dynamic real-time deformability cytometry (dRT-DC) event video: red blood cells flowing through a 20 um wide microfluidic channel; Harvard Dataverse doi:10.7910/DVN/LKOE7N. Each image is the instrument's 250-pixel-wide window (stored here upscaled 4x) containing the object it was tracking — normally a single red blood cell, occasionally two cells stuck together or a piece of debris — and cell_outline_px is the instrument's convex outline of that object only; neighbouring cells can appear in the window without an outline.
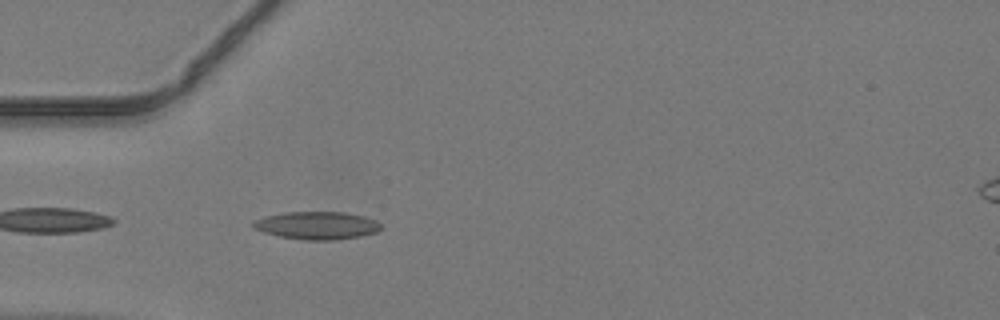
{"species": "common noctule bat (a hibernating species)", "species_latin": "Nyctalus noctula", "temperature_condition": "warm", "stored_images_in_passage": 33, "camera_frame_rate_fps": 3000, "um_per_image_px": 0.085, "animal": {"sex": "male", "body_mass_g": 19.2, "forearm_length_mm": 51.8}, "frame": {"image": 1, "passage_image": 1, "time_ms": 0.0, "image_size_px": [1000, 320], "cell_outline_px": [[380, 228], [376, 232], [360, 236], [336, 240], [304, 240], [280, 236], [264, 232], [252, 228], [252, 220], [264, 216], [284, 212], [344, 212], [364, 216], [376, 220], [380, 224]], "centroid_in_image_um": [26.9, 19.16], "position_along_channel_um": 58.1, "area_um2": 20.75}}
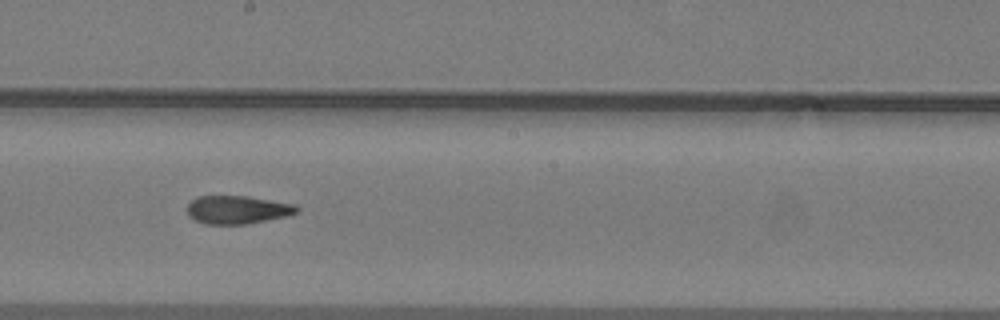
{"frame": {"image": 2, "passage_image": 13, "time_ms": 4.0, "image_size_px": [1000, 320], "cell_outline_px": [[300, 208], [296, 212], [288, 216], [244, 224], [204, 224], [188, 216], [188, 204], [196, 196], [248, 196], [296, 204]], "centroid_in_image_um": [20.19, 17.82], "position_along_channel_um": 228.0, "area_um2": 18.03}}
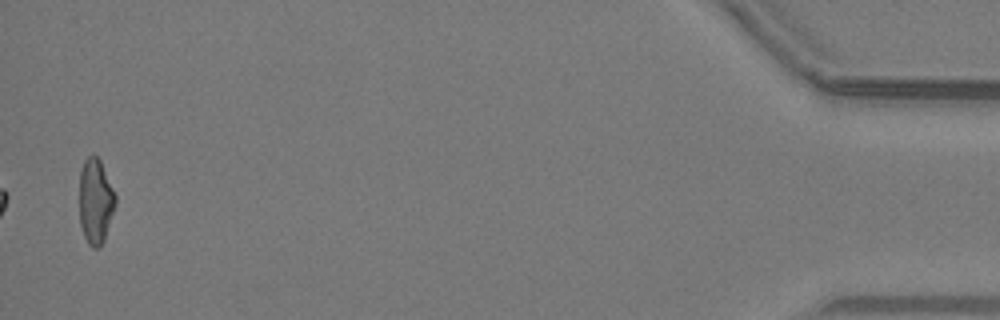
{"frame": {"image": 3, "passage_image": 33, "time_ms": 10.667, "image_size_px": [1000, 320], "cell_outline_px": [[116, 204], [104, 240], [100, 248], [92, 248], [88, 244], [84, 236], [80, 224], [80, 172], [84, 160], [92, 152], [100, 160], [116, 196]], "centroid_in_image_um": [8.12, 17.11], "position_along_channel_um": 427.1, "area_um2": 17.92}}